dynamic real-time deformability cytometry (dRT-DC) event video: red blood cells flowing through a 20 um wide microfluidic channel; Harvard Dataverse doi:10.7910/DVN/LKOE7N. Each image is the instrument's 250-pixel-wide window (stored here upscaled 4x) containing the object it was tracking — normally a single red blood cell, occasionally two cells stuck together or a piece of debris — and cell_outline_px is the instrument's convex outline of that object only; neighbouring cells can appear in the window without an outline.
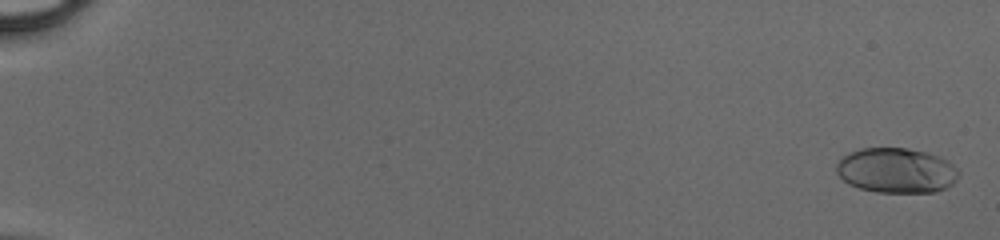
{"species": "human", "species_latin": "Homo sapiens", "temperature_condition": "cold", "stored_images_in_passage": 51, "camera_frame_rate_fps": 3000, "um_per_image_px": 0.085, "donor": {"sex": "male"}, "frame": {"image": 1, "passage_image": 2, "time_ms": 0.333, "image_size_px": [1000, 240], "cell_outline_px": [[960, 172], [956, 180], [952, 184], [936, 192], [876, 192], [860, 188], [848, 184], [836, 172], [836, 164], [848, 152], [860, 148], [908, 148], [924, 152], [936, 156], [952, 164]], "centroid_in_image_um": [76.16, 14.49], "position_along_channel_um": 8.8, "area_um2": 31.91}}
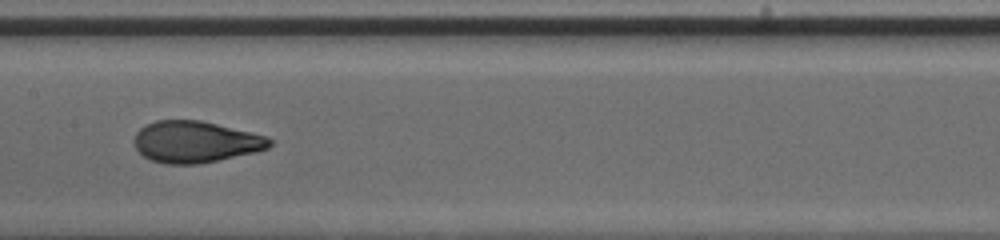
{"frame": {"image": 2, "passage_image": 29, "time_ms": 9.333, "image_size_px": [1000, 240], "cell_outline_px": [[272, 144], [268, 148], [256, 152], [196, 164], [164, 164], [152, 160], [144, 156], [136, 148], [132, 140], [136, 132], [140, 128], [156, 120], [200, 120], [268, 136], [272, 140]], "centroid_in_image_um": [16.61, 12.05], "position_along_channel_um": 190.8, "area_um2": 32.71}}
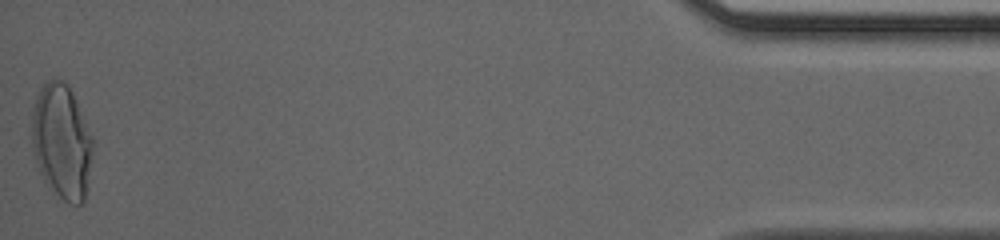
{"frame": {"image": 3, "passage_image": 51, "time_ms": 16.667, "image_size_px": [1000, 240], "cell_outline_px": [[92, 152], [84, 204], [68, 204], [48, 188], [40, 172], [32, 148], [32, 112], [36, 96], [40, 88], [48, 80], [60, 80], [68, 84], [72, 92], [92, 136]], "centroid_in_image_um": [5.23, 12.06], "position_along_channel_um": 430.0, "area_um2": 40.63}}